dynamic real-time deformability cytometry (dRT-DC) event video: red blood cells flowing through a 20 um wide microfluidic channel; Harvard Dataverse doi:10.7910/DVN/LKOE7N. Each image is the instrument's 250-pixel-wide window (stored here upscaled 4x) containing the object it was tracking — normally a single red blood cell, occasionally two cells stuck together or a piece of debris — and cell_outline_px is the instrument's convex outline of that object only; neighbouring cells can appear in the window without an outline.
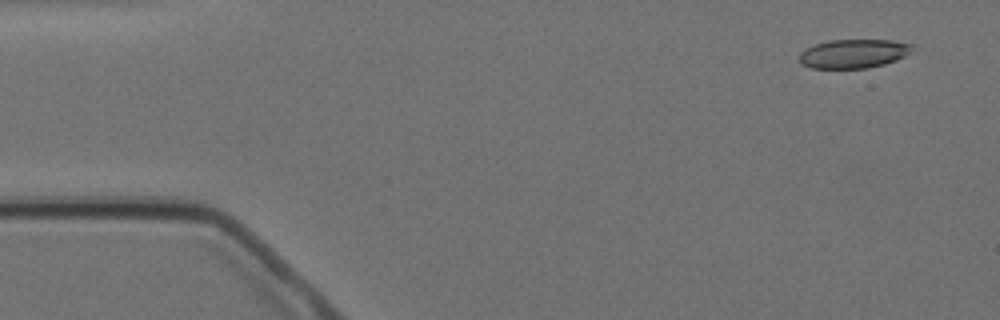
{"species": "Egyptian fruit bat (a non-hibernating species)", "species_latin": "Rousettus aegyptiacus", "temperature_condition": "cold", "stored_images_in_passage": 4, "camera_frame_rate_fps": 3000, "um_per_image_px": 0.085, "animal": {"sex": "female"}, "frame": {"image": 1, "passage_image": 1, "time_ms": 0.0, "image_size_px": [1000, 320], "cell_outline_px": [[912, 52], [896, 60], [884, 64], [868, 68], [812, 68], [800, 64], [800, 52], [804, 48], [812, 44], [828, 40], [892, 40], [912, 44]], "centroid_in_image_um": [72.52, 4.55], "position_along_channel_um": 12.5, "area_um2": 19.19}}
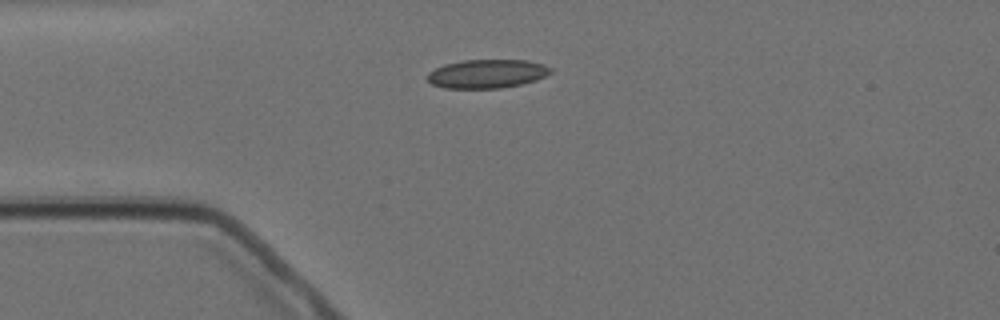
{"frame": {"image": 2, "passage_image": 4, "time_ms": 3.333, "image_size_px": [1000, 320], "cell_outline_px": [[552, 72], [536, 80], [520, 84], [500, 88], [444, 88], [432, 84], [424, 76], [428, 72], [444, 64], [464, 60], [528, 60], [544, 64], [552, 68]], "centroid_in_image_um": [41.38, 6.26], "position_along_channel_um": 43.6, "area_um2": 20.69}}